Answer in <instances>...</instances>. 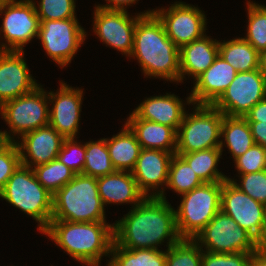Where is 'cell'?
Here are the masks:
<instances>
[{
  "label": "cell",
  "mask_w": 266,
  "mask_h": 266,
  "mask_svg": "<svg viewBox=\"0 0 266 266\" xmlns=\"http://www.w3.org/2000/svg\"><path fill=\"white\" fill-rule=\"evenodd\" d=\"M152 193L113 224L114 242L118 246L128 250L158 249V244L167 239L169 248L181 239L175 210L166 201L164 187Z\"/></svg>",
  "instance_id": "6da1fadb"
},
{
  "label": "cell",
  "mask_w": 266,
  "mask_h": 266,
  "mask_svg": "<svg viewBox=\"0 0 266 266\" xmlns=\"http://www.w3.org/2000/svg\"><path fill=\"white\" fill-rule=\"evenodd\" d=\"M130 57L138 59L145 76L180 82L179 48L168 38L155 13L138 19Z\"/></svg>",
  "instance_id": "7a4b0ae2"
},
{
  "label": "cell",
  "mask_w": 266,
  "mask_h": 266,
  "mask_svg": "<svg viewBox=\"0 0 266 266\" xmlns=\"http://www.w3.org/2000/svg\"><path fill=\"white\" fill-rule=\"evenodd\" d=\"M42 233L87 266H99L102 256L111 253L114 243V225L106 222L51 220Z\"/></svg>",
  "instance_id": "3957f363"
},
{
  "label": "cell",
  "mask_w": 266,
  "mask_h": 266,
  "mask_svg": "<svg viewBox=\"0 0 266 266\" xmlns=\"http://www.w3.org/2000/svg\"><path fill=\"white\" fill-rule=\"evenodd\" d=\"M97 178L76 174L52 197V219L71 222H106Z\"/></svg>",
  "instance_id": "277c9868"
},
{
  "label": "cell",
  "mask_w": 266,
  "mask_h": 266,
  "mask_svg": "<svg viewBox=\"0 0 266 266\" xmlns=\"http://www.w3.org/2000/svg\"><path fill=\"white\" fill-rule=\"evenodd\" d=\"M0 197L31 216L43 232L52 219V197L32 168L20 164L6 182Z\"/></svg>",
  "instance_id": "5b68a950"
},
{
  "label": "cell",
  "mask_w": 266,
  "mask_h": 266,
  "mask_svg": "<svg viewBox=\"0 0 266 266\" xmlns=\"http://www.w3.org/2000/svg\"><path fill=\"white\" fill-rule=\"evenodd\" d=\"M222 182L203 183L182 195L175 210L176 228L181 239H195L221 210Z\"/></svg>",
  "instance_id": "8992f818"
},
{
  "label": "cell",
  "mask_w": 266,
  "mask_h": 266,
  "mask_svg": "<svg viewBox=\"0 0 266 266\" xmlns=\"http://www.w3.org/2000/svg\"><path fill=\"white\" fill-rule=\"evenodd\" d=\"M224 114L213 105H196L195 112L185 113L177 131L176 153H191L213 147L223 148L220 139Z\"/></svg>",
  "instance_id": "52a82bcc"
},
{
  "label": "cell",
  "mask_w": 266,
  "mask_h": 266,
  "mask_svg": "<svg viewBox=\"0 0 266 266\" xmlns=\"http://www.w3.org/2000/svg\"><path fill=\"white\" fill-rule=\"evenodd\" d=\"M211 253H254L262 245L220 210L194 239Z\"/></svg>",
  "instance_id": "ba28073f"
},
{
  "label": "cell",
  "mask_w": 266,
  "mask_h": 266,
  "mask_svg": "<svg viewBox=\"0 0 266 266\" xmlns=\"http://www.w3.org/2000/svg\"><path fill=\"white\" fill-rule=\"evenodd\" d=\"M32 0H1L0 15L4 12L2 29L6 44L0 51H23V46L38 37L40 20Z\"/></svg>",
  "instance_id": "9c48e42d"
},
{
  "label": "cell",
  "mask_w": 266,
  "mask_h": 266,
  "mask_svg": "<svg viewBox=\"0 0 266 266\" xmlns=\"http://www.w3.org/2000/svg\"><path fill=\"white\" fill-rule=\"evenodd\" d=\"M221 210L266 246V205L255 201L227 179L222 182Z\"/></svg>",
  "instance_id": "30bf717a"
},
{
  "label": "cell",
  "mask_w": 266,
  "mask_h": 266,
  "mask_svg": "<svg viewBox=\"0 0 266 266\" xmlns=\"http://www.w3.org/2000/svg\"><path fill=\"white\" fill-rule=\"evenodd\" d=\"M48 94L41 86L32 92L5 102L0 113L11 128V132L20 137L30 131L49 125Z\"/></svg>",
  "instance_id": "8fae6325"
},
{
  "label": "cell",
  "mask_w": 266,
  "mask_h": 266,
  "mask_svg": "<svg viewBox=\"0 0 266 266\" xmlns=\"http://www.w3.org/2000/svg\"><path fill=\"white\" fill-rule=\"evenodd\" d=\"M86 32L76 18L40 20L38 39L47 55L58 65L69 64L84 42Z\"/></svg>",
  "instance_id": "7c38bea8"
},
{
  "label": "cell",
  "mask_w": 266,
  "mask_h": 266,
  "mask_svg": "<svg viewBox=\"0 0 266 266\" xmlns=\"http://www.w3.org/2000/svg\"><path fill=\"white\" fill-rule=\"evenodd\" d=\"M265 97L266 78L259 69L237 72L234 80L213 106L224 115L244 117Z\"/></svg>",
  "instance_id": "4fadbf2b"
},
{
  "label": "cell",
  "mask_w": 266,
  "mask_h": 266,
  "mask_svg": "<svg viewBox=\"0 0 266 266\" xmlns=\"http://www.w3.org/2000/svg\"><path fill=\"white\" fill-rule=\"evenodd\" d=\"M151 13H154V9L129 17L127 11L95 7L93 30L102 42L130 56L136 23L142 15Z\"/></svg>",
  "instance_id": "5bb4252c"
},
{
  "label": "cell",
  "mask_w": 266,
  "mask_h": 266,
  "mask_svg": "<svg viewBox=\"0 0 266 266\" xmlns=\"http://www.w3.org/2000/svg\"><path fill=\"white\" fill-rule=\"evenodd\" d=\"M163 23L168 38L178 47L191 43L204 36L205 14L197 7L176 2L168 10H154Z\"/></svg>",
  "instance_id": "9a60e30c"
},
{
  "label": "cell",
  "mask_w": 266,
  "mask_h": 266,
  "mask_svg": "<svg viewBox=\"0 0 266 266\" xmlns=\"http://www.w3.org/2000/svg\"><path fill=\"white\" fill-rule=\"evenodd\" d=\"M23 57L24 51H0V107L39 86Z\"/></svg>",
  "instance_id": "2e32d148"
},
{
  "label": "cell",
  "mask_w": 266,
  "mask_h": 266,
  "mask_svg": "<svg viewBox=\"0 0 266 266\" xmlns=\"http://www.w3.org/2000/svg\"><path fill=\"white\" fill-rule=\"evenodd\" d=\"M60 84L58 92L48 93V100L54 102L49 110V125L64 138H75L79 129L83 91L63 82Z\"/></svg>",
  "instance_id": "e0dca14e"
},
{
  "label": "cell",
  "mask_w": 266,
  "mask_h": 266,
  "mask_svg": "<svg viewBox=\"0 0 266 266\" xmlns=\"http://www.w3.org/2000/svg\"><path fill=\"white\" fill-rule=\"evenodd\" d=\"M64 139L51 125L40 127L22 135V142L16 141L21 164L33 168L56 159Z\"/></svg>",
  "instance_id": "ac0fdd59"
},
{
  "label": "cell",
  "mask_w": 266,
  "mask_h": 266,
  "mask_svg": "<svg viewBox=\"0 0 266 266\" xmlns=\"http://www.w3.org/2000/svg\"><path fill=\"white\" fill-rule=\"evenodd\" d=\"M237 71L218 55L213 64L195 81L187 103L213 105L234 80Z\"/></svg>",
  "instance_id": "d6986e66"
},
{
  "label": "cell",
  "mask_w": 266,
  "mask_h": 266,
  "mask_svg": "<svg viewBox=\"0 0 266 266\" xmlns=\"http://www.w3.org/2000/svg\"><path fill=\"white\" fill-rule=\"evenodd\" d=\"M173 153L154 150L141 149L134 169L131 171L137 182L138 188L146 196L150 197V189H159L158 187L167 184L170 162Z\"/></svg>",
  "instance_id": "ffe728a7"
},
{
  "label": "cell",
  "mask_w": 266,
  "mask_h": 266,
  "mask_svg": "<svg viewBox=\"0 0 266 266\" xmlns=\"http://www.w3.org/2000/svg\"><path fill=\"white\" fill-rule=\"evenodd\" d=\"M97 186L103 205L132 203L135 207L146 197L138 188L130 171L116 170L109 175L98 177Z\"/></svg>",
  "instance_id": "44dd1931"
},
{
  "label": "cell",
  "mask_w": 266,
  "mask_h": 266,
  "mask_svg": "<svg viewBox=\"0 0 266 266\" xmlns=\"http://www.w3.org/2000/svg\"><path fill=\"white\" fill-rule=\"evenodd\" d=\"M182 100L174 94L145 99L133 113L141 119L179 129L186 113Z\"/></svg>",
  "instance_id": "7402d4cb"
},
{
  "label": "cell",
  "mask_w": 266,
  "mask_h": 266,
  "mask_svg": "<svg viewBox=\"0 0 266 266\" xmlns=\"http://www.w3.org/2000/svg\"><path fill=\"white\" fill-rule=\"evenodd\" d=\"M218 55L219 42L206 36V33L203 37L180 47V82L186 74L196 80L213 64Z\"/></svg>",
  "instance_id": "603a6c76"
},
{
  "label": "cell",
  "mask_w": 266,
  "mask_h": 266,
  "mask_svg": "<svg viewBox=\"0 0 266 266\" xmlns=\"http://www.w3.org/2000/svg\"><path fill=\"white\" fill-rule=\"evenodd\" d=\"M143 149L176 153L177 132L169 126L138 118L133 112L125 123Z\"/></svg>",
  "instance_id": "cb8c5ba5"
},
{
  "label": "cell",
  "mask_w": 266,
  "mask_h": 266,
  "mask_svg": "<svg viewBox=\"0 0 266 266\" xmlns=\"http://www.w3.org/2000/svg\"><path fill=\"white\" fill-rule=\"evenodd\" d=\"M117 135L105 138L110 159L118 171H132L141 151L136 135L125 124Z\"/></svg>",
  "instance_id": "d4e9b609"
},
{
  "label": "cell",
  "mask_w": 266,
  "mask_h": 266,
  "mask_svg": "<svg viewBox=\"0 0 266 266\" xmlns=\"http://www.w3.org/2000/svg\"><path fill=\"white\" fill-rule=\"evenodd\" d=\"M220 137L224 138L234 160L255 144L249 123L240 116L224 115Z\"/></svg>",
  "instance_id": "484cf974"
},
{
  "label": "cell",
  "mask_w": 266,
  "mask_h": 266,
  "mask_svg": "<svg viewBox=\"0 0 266 266\" xmlns=\"http://www.w3.org/2000/svg\"><path fill=\"white\" fill-rule=\"evenodd\" d=\"M219 55L237 72L259 69V52L244 38L219 42Z\"/></svg>",
  "instance_id": "4316f807"
},
{
  "label": "cell",
  "mask_w": 266,
  "mask_h": 266,
  "mask_svg": "<svg viewBox=\"0 0 266 266\" xmlns=\"http://www.w3.org/2000/svg\"><path fill=\"white\" fill-rule=\"evenodd\" d=\"M222 151L220 147H213L191 153L175 154L180 155L190 165L203 183H212L227 180V177L217 169Z\"/></svg>",
  "instance_id": "83f0119b"
},
{
  "label": "cell",
  "mask_w": 266,
  "mask_h": 266,
  "mask_svg": "<svg viewBox=\"0 0 266 266\" xmlns=\"http://www.w3.org/2000/svg\"><path fill=\"white\" fill-rule=\"evenodd\" d=\"M108 266H166V251L159 249H133L112 245Z\"/></svg>",
  "instance_id": "f1b7e54d"
},
{
  "label": "cell",
  "mask_w": 266,
  "mask_h": 266,
  "mask_svg": "<svg viewBox=\"0 0 266 266\" xmlns=\"http://www.w3.org/2000/svg\"><path fill=\"white\" fill-rule=\"evenodd\" d=\"M85 150L83 174L98 178L116 171L110 159L105 138L87 142Z\"/></svg>",
  "instance_id": "f546056e"
},
{
  "label": "cell",
  "mask_w": 266,
  "mask_h": 266,
  "mask_svg": "<svg viewBox=\"0 0 266 266\" xmlns=\"http://www.w3.org/2000/svg\"><path fill=\"white\" fill-rule=\"evenodd\" d=\"M37 180L52 195L71 181L76 173L59 159L32 168Z\"/></svg>",
  "instance_id": "4dcf8cb0"
},
{
  "label": "cell",
  "mask_w": 266,
  "mask_h": 266,
  "mask_svg": "<svg viewBox=\"0 0 266 266\" xmlns=\"http://www.w3.org/2000/svg\"><path fill=\"white\" fill-rule=\"evenodd\" d=\"M202 184L190 165L180 155L174 154L170 162L167 188L183 195Z\"/></svg>",
  "instance_id": "1f68e13d"
},
{
  "label": "cell",
  "mask_w": 266,
  "mask_h": 266,
  "mask_svg": "<svg viewBox=\"0 0 266 266\" xmlns=\"http://www.w3.org/2000/svg\"><path fill=\"white\" fill-rule=\"evenodd\" d=\"M166 266H202V248L194 239H180L167 248Z\"/></svg>",
  "instance_id": "d6a6232c"
},
{
  "label": "cell",
  "mask_w": 266,
  "mask_h": 266,
  "mask_svg": "<svg viewBox=\"0 0 266 266\" xmlns=\"http://www.w3.org/2000/svg\"><path fill=\"white\" fill-rule=\"evenodd\" d=\"M247 40L259 53L266 50V6L248 2Z\"/></svg>",
  "instance_id": "836d02e7"
},
{
  "label": "cell",
  "mask_w": 266,
  "mask_h": 266,
  "mask_svg": "<svg viewBox=\"0 0 266 266\" xmlns=\"http://www.w3.org/2000/svg\"><path fill=\"white\" fill-rule=\"evenodd\" d=\"M38 6L35 8L39 20L76 18L74 0H40Z\"/></svg>",
  "instance_id": "e575fe53"
},
{
  "label": "cell",
  "mask_w": 266,
  "mask_h": 266,
  "mask_svg": "<svg viewBox=\"0 0 266 266\" xmlns=\"http://www.w3.org/2000/svg\"><path fill=\"white\" fill-rule=\"evenodd\" d=\"M239 175H241V184L236 183V181L229 177L227 179L232 181L236 187L255 201L266 205V169L260 172Z\"/></svg>",
  "instance_id": "d590c367"
},
{
  "label": "cell",
  "mask_w": 266,
  "mask_h": 266,
  "mask_svg": "<svg viewBox=\"0 0 266 266\" xmlns=\"http://www.w3.org/2000/svg\"><path fill=\"white\" fill-rule=\"evenodd\" d=\"M74 138H65L61 150L57 156L65 166L72 169L76 174H83L85 164V144L80 145Z\"/></svg>",
  "instance_id": "8d00e7d4"
},
{
  "label": "cell",
  "mask_w": 266,
  "mask_h": 266,
  "mask_svg": "<svg viewBox=\"0 0 266 266\" xmlns=\"http://www.w3.org/2000/svg\"><path fill=\"white\" fill-rule=\"evenodd\" d=\"M234 161L238 174L260 172L266 169V149L259 144H254Z\"/></svg>",
  "instance_id": "74e56055"
},
{
  "label": "cell",
  "mask_w": 266,
  "mask_h": 266,
  "mask_svg": "<svg viewBox=\"0 0 266 266\" xmlns=\"http://www.w3.org/2000/svg\"><path fill=\"white\" fill-rule=\"evenodd\" d=\"M20 164L18 146L15 141H9L0 149V192Z\"/></svg>",
  "instance_id": "f35d334b"
},
{
  "label": "cell",
  "mask_w": 266,
  "mask_h": 266,
  "mask_svg": "<svg viewBox=\"0 0 266 266\" xmlns=\"http://www.w3.org/2000/svg\"><path fill=\"white\" fill-rule=\"evenodd\" d=\"M252 254L211 253L202 249V266H251Z\"/></svg>",
  "instance_id": "ab89813d"
},
{
  "label": "cell",
  "mask_w": 266,
  "mask_h": 266,
  "mask_svg": "<svg viewBox=\"0 0 266 266\" xmlns=\"http://www.w3.org/2000/svg\"><path fill=\"white\" fill-rule=\"evenodd\" d=\"M247 122L266 123V97L252 107L245 115Z\"/></svg>",
  "instance_id": "60d3db41"
},
{
  "label": "cell",
  "mask_w": 266,
  "mask_h": 266,
  "mask_svg": "<svg viewBox=\"0 0 266 266\" xmlns=\"http://www.w3.org/2000/svg\"><path fill=\"white\" fill-rule=\"evenodd\" d=\"M251 128L255 144H259L266 149V123L248 122Z\"/></svg>",
  "instance_id": "b9f144b4"
},
{
  "label": "cell",
  "mask_w": 266,
  "mask_h": 266,
  "mask_svg": "<svg viewBox=\"0 0 266 266\" xmlns=\"http://www.w3.org/2000/svg\"><path fill=\"white\" fill-rule=\"evenodd\" d=\"M107 2H109V4H105V5H101L100 4L98 6H96L97 8H103V9H113V10H122V11H126V7L127 5L130 4H134L136 3L135 1L137 0H106Z\"/></svg>",
  "instance_id": "7bdbcfd3"
},
{
  "label": "cell",
  "mask_w": 266,
  "mask_h": 266,
  "mask_svg": "<svg viewBox=\"0 0 266 266\" xmlns=\"http://www.w3.org/2000/svg\"><path fill=\"white\" fill-rule=\"evenodd\" d=\"M251 266H266V246H261L252 254Z\"/></svg>",
  "instance_id": "ee69618b"
},
{
  "label": "cell",
  "mask_w": 266,
  "mask_h": 266,
  "mask_svg": "<svg viewBox=\"0 0 266 266\" xmlns=\"http://www.w3.org/2000/svg\"><path fill=\"white\" fill-rule=\"evenodd\" d=\"M259 71L266 78V50L259 53Z\"/></svg>",
  "instance_id": "f6af8a7d"
},
{
  "label": "cell",
  "mask_w": 266,
  "mask_h": 266,
  "mask_svg": "<svg viewBox=\"0 0 266 266\" xmlns=\"http://www.w3.org/2000/svg\"><path fill=\"white\" fill-rule=\"evenodd\" d=\"M9 141H15L7 131H0V149L3 148Z\"/></svg>",
  "instance_id": "bcb514c9"
}]
</instances>
